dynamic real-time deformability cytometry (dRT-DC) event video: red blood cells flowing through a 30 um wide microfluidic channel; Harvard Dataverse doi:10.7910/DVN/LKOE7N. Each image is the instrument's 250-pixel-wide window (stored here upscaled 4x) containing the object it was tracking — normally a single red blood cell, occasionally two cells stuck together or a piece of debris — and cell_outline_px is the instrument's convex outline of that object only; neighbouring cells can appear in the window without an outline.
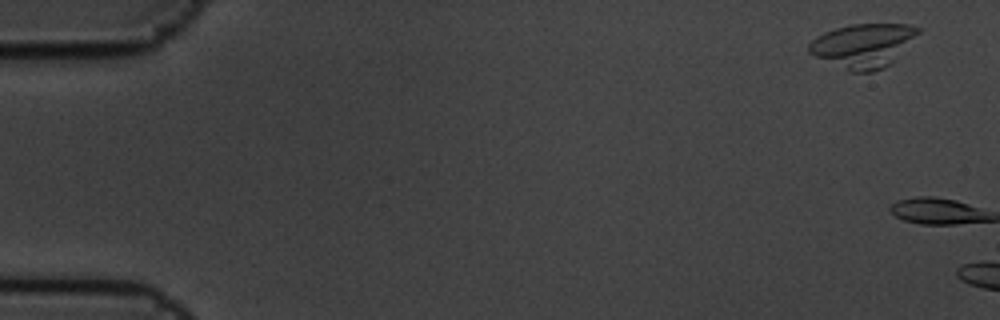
{"species": "common noctule bat (a hibernating species)", "species_latin": "Nyctalus noctula", "temperature_condition": "cold", "stored_images_in_passage": 3, "camera_frame_rate_fps": 3000, "um_per_image_px": 0.085, "animal": {"sex": "male", "body_mass_g": 19.5, "forearm_length_mm": 54.6}, "frame": {"image": 1, "passage_image": 1, "time_ms": 0.0, "image_size_px": [1000, 320], "cell_outline_px": [[924, 28], [884, 68], [872, 72], [848, 72], [808, 52], [808, 44], [816, 36], [824, 32], [836, 28], [852, 24], [908, 24]], "centroid_in_image_um": [73.35, 3.86], "position_along_channel_um": 11.7, "area_um2": 27.74}}